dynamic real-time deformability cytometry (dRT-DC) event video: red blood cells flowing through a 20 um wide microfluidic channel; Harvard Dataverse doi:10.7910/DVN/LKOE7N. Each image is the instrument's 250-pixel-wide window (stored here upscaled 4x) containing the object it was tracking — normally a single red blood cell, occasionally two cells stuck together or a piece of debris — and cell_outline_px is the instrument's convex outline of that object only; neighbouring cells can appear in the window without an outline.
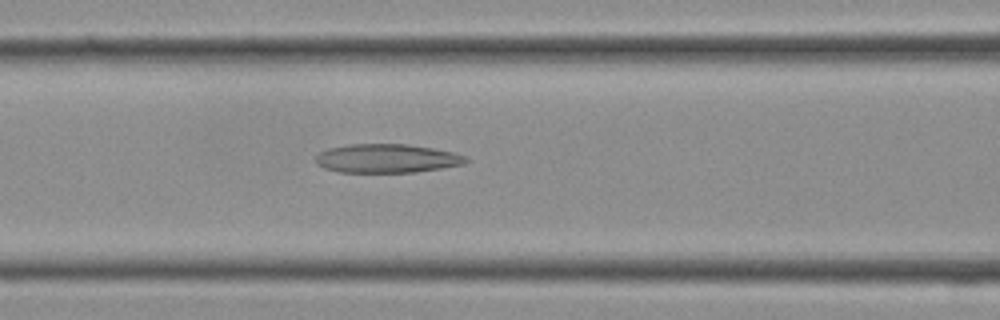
{"species": "Egyptian fruit bat (a non-hibernating species)", "species_latin": "Rousettus aegyptiacus", "temperature_condition": "cold", "stored_images_in_passage": 16, "camera_frame_rate_fps": 3000, "um_per_image_px": 0.085, "frame": {"image": 1, "passage_image": 12, "time_ms": 3.667, "image_size_px": [1000, 320], "cell_outline_px": [[468, 160], [464, 164], [416, 172], [340, 172], [324, 168], [316, 164], [316, 156], [320, 152], [328, 148], [348, 144], [408, 144], [432, 148], [452, 152], [464, 156]], "centroid_in_image_um": [32.84, 13.46], "position_along_channel_um": 133.8, "area_um2": 25.09}}
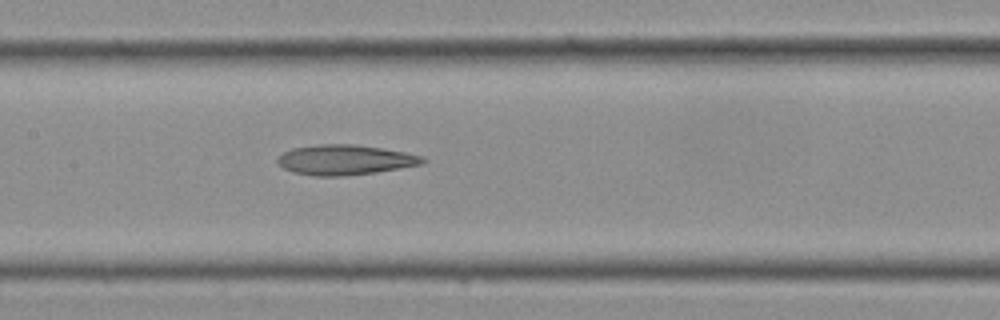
{"frame": {"image": 2, "passage_image": 14, "time_ms": 4.333, "image_size_px": [1000, 320], "cell_outline_px": [[428, 160], [424, 164], [376, 172], [344, 176], [312, 176], [292, 172], [284, 168], [276, 160], [284, 152], [292, 148], [316, 144], [356, 144], [404, 152], [424, 156]], "centroid_in_image_um": [29.35, 13.59], "position_along_channel_um": 178.1, "area_um2": 25.55}}
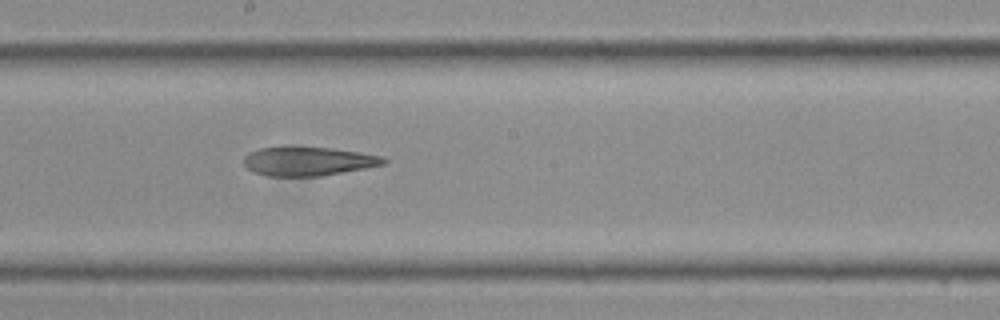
{"frame": {"image": 3, "passage_image": 16, "time_ms": 5.0, "image_size_px": [1000, 320], "cell_outline_px": [[388, 160], [384, 164], [364, 168], [320, 176], [268, 176], [252, 172], [244, 164], [244, 156], [248, 152], [256, 148], [332, 148], [360, 152], [384, 156]], "centroid_in_image_um": [26.19, 13.71], "position_along_channel_um": 222.0, "area_um2": 23.29}}